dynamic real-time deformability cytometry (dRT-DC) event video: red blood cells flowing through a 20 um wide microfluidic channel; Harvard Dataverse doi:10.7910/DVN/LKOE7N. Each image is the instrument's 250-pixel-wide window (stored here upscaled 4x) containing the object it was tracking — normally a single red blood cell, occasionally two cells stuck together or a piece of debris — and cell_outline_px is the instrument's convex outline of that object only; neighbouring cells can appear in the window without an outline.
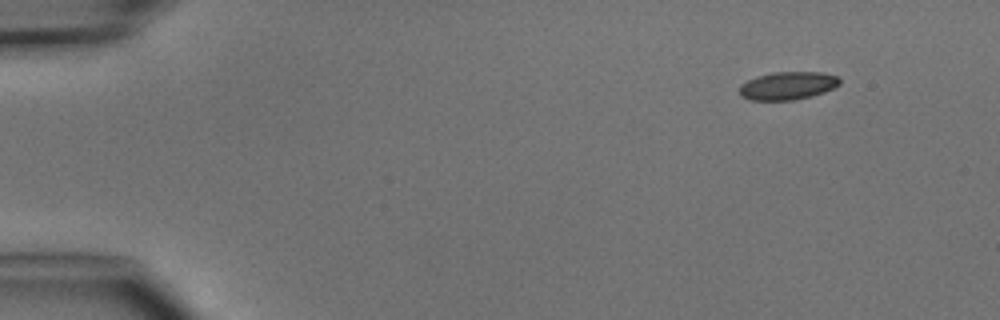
{"species": "common noctule bat (a hibernating species)", "species_latin": "Nyctalus noctula", "temperature_condition": "cold", "stored_images_in_passage": 5, "camera_frame_rate_fps": 3000, "um_per_image_px": 0.085, "animal": {"sex": "male", "body_mass_g": 15.6}, "frame": {"image": 1, "passage_image": 1, "time_ms": 0.0, "image_size_px": [1000, 320], "cell_outline_px": [[840, 84], [824, 92], [812, 96], [796, 100], [748, 100], [740, 96], [740, 84], [756, 76], [772, 72], [820, 72], [836, 76], [840, 80]], "centroid_in_image_um": [66.92, 7.29], "position_along_channel_um": 18.1, "area_um2": 16.42}}
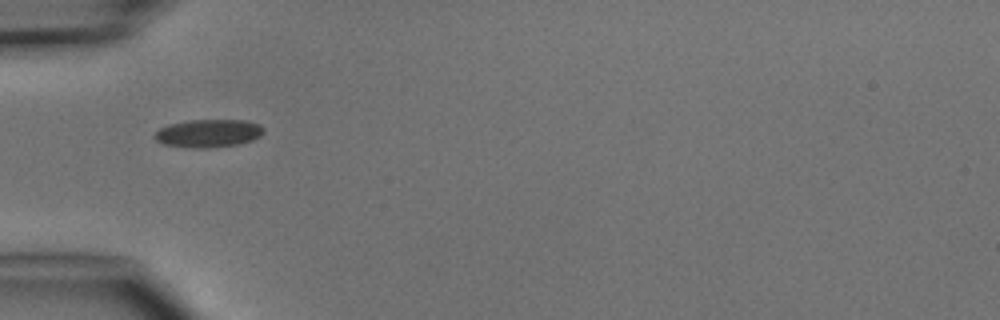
{"frame": {"image": 2, "passage_image": 4, "time_ms": 3.667, "image_size_px": [1000, 320], "cell_outline_px": [[264, 132], [260, 136], [252, 140], [236, 144], [208, 148], [196, 148], [164, 144], [156, 140], [152, 136], [160, 128], [168, 124], [188, 120], [244, 120], [260, 124], [264, 128]], "centroid_in_image_um": [17.71, 11.32], "position_along_channel_um": 67.3, "area_um2": 17.74}}